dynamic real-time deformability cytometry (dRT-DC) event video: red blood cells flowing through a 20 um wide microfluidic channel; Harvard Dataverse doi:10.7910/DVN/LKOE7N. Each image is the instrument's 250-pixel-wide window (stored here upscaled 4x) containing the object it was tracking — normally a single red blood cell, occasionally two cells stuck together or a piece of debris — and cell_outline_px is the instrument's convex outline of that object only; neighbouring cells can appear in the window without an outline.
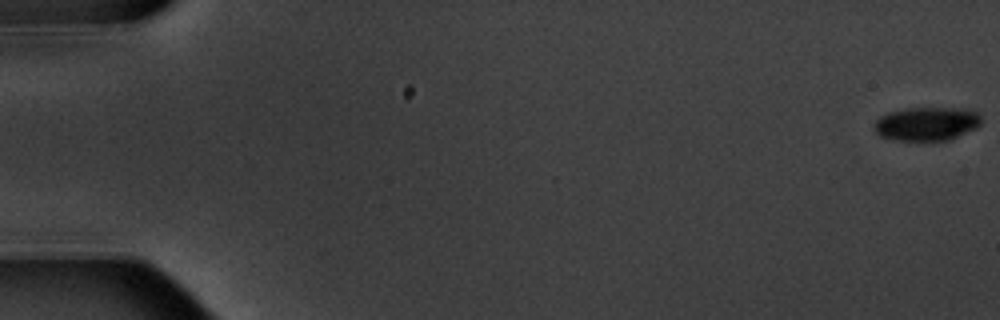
{"species": "common noctule bat (a hibernating species)", "species_latin": "Nyctalus noctula", "temperature_condition": "warm", "stored_images_in_passage": 4, "camera_frame_rate_fps": 3000, "um_per_image_px": 0.085, "animal": {"sex": "male", "body_mass_g": 20.1, "forearm_length_mm": 53.5}, "frame": {"image": 1, "passage_image": 1, "time_ms": 0.0, "image_size_px": [1000, 320], "cell_outline_px": [[980, 124], [976, 128], [948, 140], [900, 140], [880, 136], [872, 128], [876, 120], [880, 116], [888, 112], [908, 108], [964, 108], [976, 112], [980, 116]], "centroid_in_image_um": [78.75, 10.51], "position_along_channel_um": 6.3, "area_um2": 20.87}}